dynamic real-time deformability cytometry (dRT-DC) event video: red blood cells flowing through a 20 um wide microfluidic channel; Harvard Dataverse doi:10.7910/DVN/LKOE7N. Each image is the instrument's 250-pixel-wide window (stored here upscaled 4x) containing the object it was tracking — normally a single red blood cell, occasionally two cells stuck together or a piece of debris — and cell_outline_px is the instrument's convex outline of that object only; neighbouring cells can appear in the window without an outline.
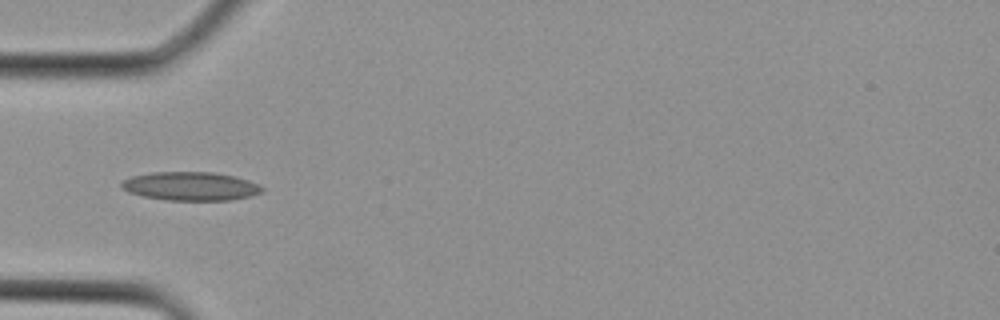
{"species": "Egyptian fruit bat (a non-hibernating species)", "species_latin": "Rousettus aegyptiacus", "temperature_condition": "cold", "stored_images_in_passage": 1, "camera_frame_rate_fps": 3000, "um_per_image_px": 0.085, "animal": {"sex": "female"}, "frame": {"image": 1, "passage_image": 1, "time_ms": 0.0, "image_size_px": [1000, 320], "cell_outline_px": [[264, 192], [252, 196], [228, 200], [164, 200], [144, 196], [128, 192], [120, 188], [120, 184], [124, 180], [132, 176], [152, 172], [212, 172], [236, 176], [248, 180], [264, 188]], "centroid_in_image_um": [16.2, 15.83], "position_along_channel_um": 68.8, "area_um2": 23.52}}